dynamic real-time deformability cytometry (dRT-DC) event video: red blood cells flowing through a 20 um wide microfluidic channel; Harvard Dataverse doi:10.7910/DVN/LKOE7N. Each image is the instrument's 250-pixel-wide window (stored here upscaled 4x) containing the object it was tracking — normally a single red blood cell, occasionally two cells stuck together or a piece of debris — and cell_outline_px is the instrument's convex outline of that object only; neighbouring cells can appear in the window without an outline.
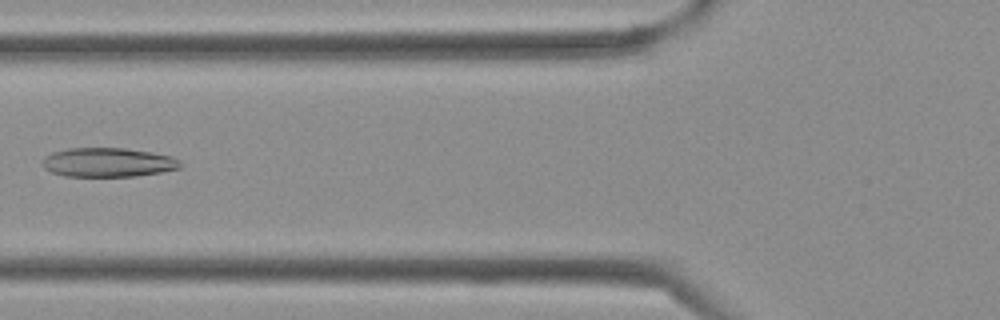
{"species": "Egyptian fruit bat (a non-hibernating species)", "species_latin": "Rousettus aegyptiacus", "temperature_condition": "cold", "stored_images_in_passage": 40, "camera_frame_rate_fps": 3000, "um_per_image_px": 0.085, "frame": {"image": 1, "passage_image": 15, "time_ms": 4.667, "image_size_px": [1000, 320], "cell_outline_px": [[184, 164], [180, 168], [160, 172], [136, 176], [64, 176], [52, 172], [44, 168], [44, 156], [52, 152], [68, 148], [124, 148], [152, 152], [172, 156], [180, 160]], "centroid_in_image_um": [9.22, 13.79], "position_along_channel_um": 116.6, "area_um2": 23.47}}
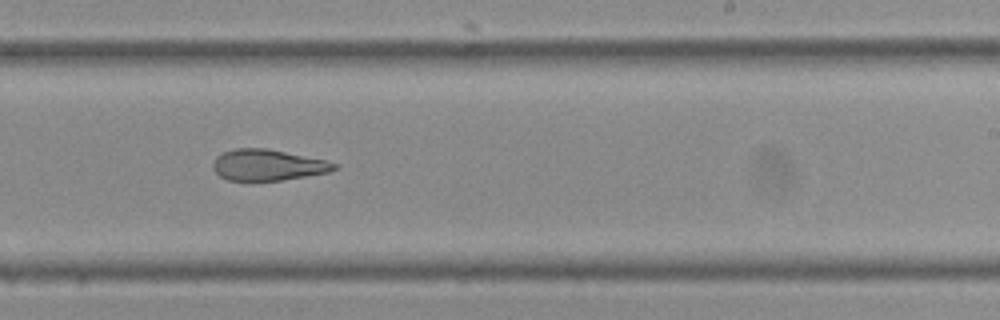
{"frame": {"image": 2, "passage_image": 24, "time_ms": 7.667, "image_size_px": [1000, 320], "cell_outline_px": [[340, 168], [328, 172], [280, 180], [228, 180], [220, 176], [212, 168], [212, 164], [216, 156], [224, 152], [236, 148], [268, 148], [328, 160], [340, 164]], "centroid_in_image_um": [22.8, 14.01], "position_along_channel_um": 266.2, "area_um2": 22.08}}
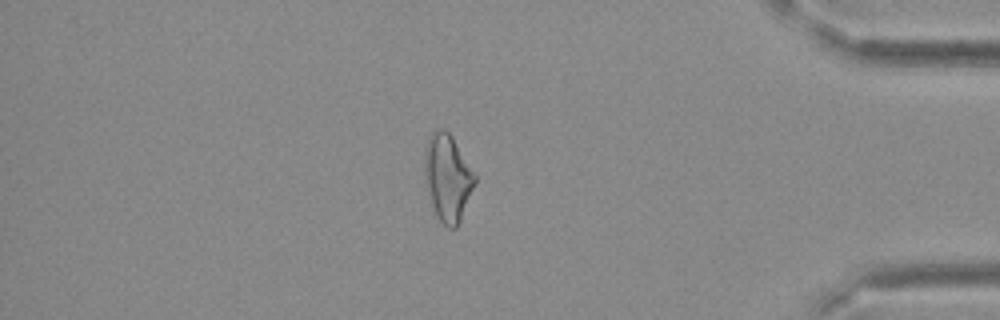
{"frame": {"image": 3, "passage_image": 34, "time_ms": 11.0, "image_size_px": [1000, 320], "cell_outline_px": [[476, 180], [460, 220], [456, 228], [448, 228], [436, 216], [424, 180], [424, 156], [428, 136], [436, 128], [444, 128], [452, 136], [476, 172]], "centroid_in_image_um": [38.04, 15.05], "position_along_channel_um": 397.2, "area_um2": 25.61}}